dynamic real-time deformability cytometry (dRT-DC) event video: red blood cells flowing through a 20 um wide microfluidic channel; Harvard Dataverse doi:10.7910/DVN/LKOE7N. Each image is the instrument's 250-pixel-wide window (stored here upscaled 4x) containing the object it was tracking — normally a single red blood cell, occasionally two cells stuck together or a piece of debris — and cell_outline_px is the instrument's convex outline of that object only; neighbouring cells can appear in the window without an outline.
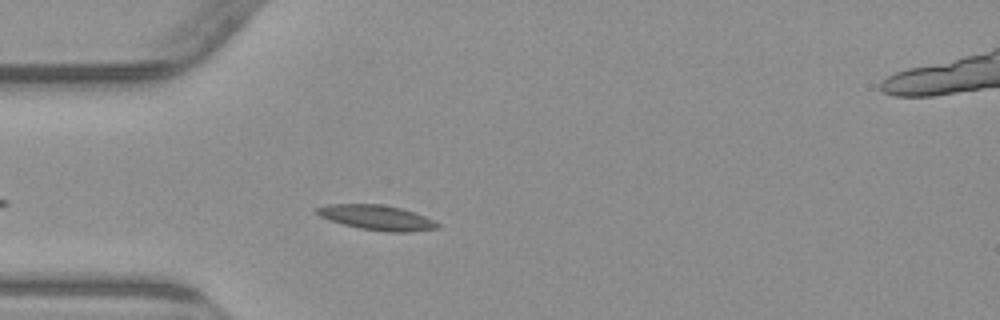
{"species": "common noctule bat (a hibernating species)", "species_latin": "Nyctalus noctula", "temperature_condition": "warm", "stored_images_in_passage": 35, "camera_frame_rate_fps": 3000, "um_per_image_px": 0.085, "animal": {"sex": "male", "body_mass_g": 23.1, "forearm_length_mm": 52.7}, "frame": {"image": 1, "passage_image": 6, "time_ms": 1.667, "image_size_px": [1000, 320], "cell_outline_px": [[440, 228], [412, 232], [388, 232], [360, 228], [328, 220], [312, 212], [316, 208], [328, 204], [380, 204], [400, 208], [424, 216], [440, 224]], "centroid_in_image_um": [32.0, 18.5], "position_along_channel_um": 53.0, "area_um2": 17.51}}
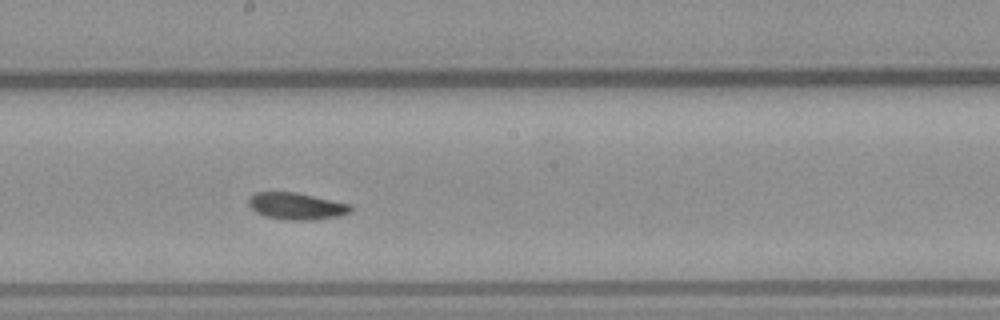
{"frame": {"image": 2, "passage_image": 20, "time_ms": 6.333, "image_size_px": [1000, 320], "cell_outline_px": [[352, 212], [340, 216], [312, 220], [284, 220], [264, 216], [256, 212], [248, 204], [248, 200], [256, 192], [296, 192], [352, 204]], "centroid_in_image_um": [25.24, 17.53], "position_along_channel_um": 223.0, "area_um2": 16.13}}
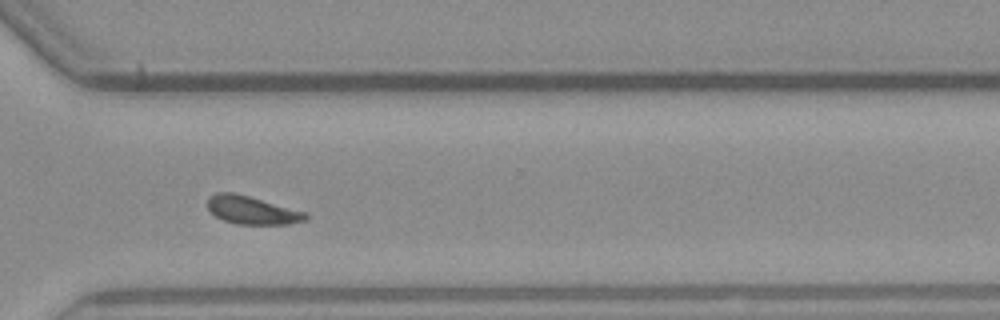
{"frame": {"image": 3, "passage_image": 30, "time_ms": 9.667, "image_size_px": [1000, 320], "cell_outline_px": [[308, 220], [288, 224], [236, 224], [224, 220], [216, 216], [208, 208], [208, 196], [216, 192], [232, 192], [248, 196], [308, 212]], "centroid_in_image_um": [21.45, 17.86], "position_along_channel_um": 349.2, "area_um2": 16.07}, "authors_computed_cell_mechanics": {"area_um2": 16.5308, "velocity_mm_per_s": 3.7873, "shape_relaxation_time_tau1_ms": 5.4421, "shape_relaxation_time_tau2_ms": null, "deformation_change_tau1": 0.1337, "deformation_change_tau2": null}}